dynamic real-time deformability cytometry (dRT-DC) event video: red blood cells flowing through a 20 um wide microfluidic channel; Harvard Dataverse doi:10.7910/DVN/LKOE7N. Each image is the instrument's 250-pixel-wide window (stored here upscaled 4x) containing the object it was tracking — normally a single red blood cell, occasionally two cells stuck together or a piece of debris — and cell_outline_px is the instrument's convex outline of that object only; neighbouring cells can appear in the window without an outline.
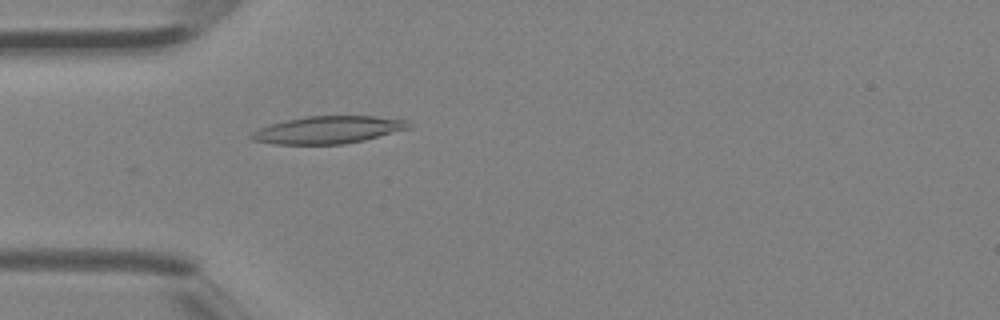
{"species": "Egyptian fruit bat (a non-hibernating species)", "species_latin": "Rousettus aegyptiacus", "temperature_condition": "room temperature", "stored_images_in_passage": 2, "camera_frame_rate_fps": 3000, "um_per_image_px": 0.085, "animal": {"sex": "female"}, "frame": {"image": 1, "passage_image": 2, "time_ms": 0.333, "image_size_px": [1000, 320], "cell_outline_px": [[412, 128], [364, 140], [344, 144], [272, 144], [252, 140], [248, 136], [252, 132], [260, 128], [272, 124], [288, 120], [308, 116], [372, 116], [408, 120], [412, 124]], "centroid_in_image_um": [27.93, 11.04], "position_along_channel_um": 57.1, "area_um2": 25.09}}